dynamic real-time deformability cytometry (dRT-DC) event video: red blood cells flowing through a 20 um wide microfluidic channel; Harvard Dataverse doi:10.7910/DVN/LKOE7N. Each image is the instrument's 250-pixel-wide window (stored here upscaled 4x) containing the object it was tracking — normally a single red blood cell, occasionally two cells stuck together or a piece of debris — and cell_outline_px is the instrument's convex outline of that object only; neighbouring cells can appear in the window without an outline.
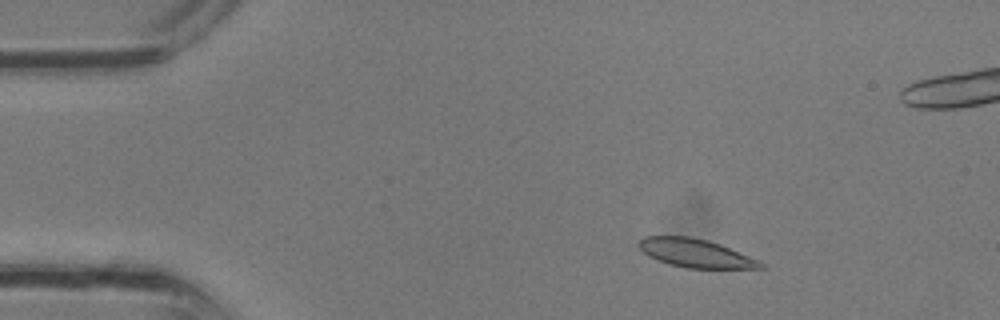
{"species": "common noctule bat (a hibernating species)", "species_latin": "Nyctalus noctula", "temperature_condition": "room temperature", "stored_images_in_passage": 34, "camera_frame_rate_fps": 3000, "um_per_image_px": 0.085, "animal": {"sex": "male", "body_mass_g": 13.3}, "frame": {"image": 1, "passage_image": 5, "time_ms": 1.333, "image_size_px": [1000, 320], "cell_outline_px": [[768, 268], [684, 268], [668, 264], [648, 256], [636, 244], [644, 236], [688, 236], [708, 240], [720, 244], [760, 260]], "centroid_in_image_um": [59.13, 21.52], "position_along_channel_um": 25.9, "area_um2": 20.29}}
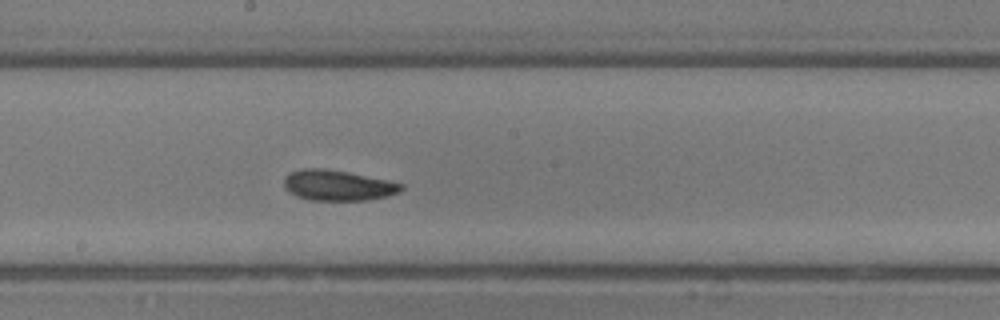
{"frame": {"image": 2, "passage_image": 18, "time_ms": 5.667, "image_size_px": [1000, 320], "cell_outline_px": [[404, 188], [400, 192], [388, 196], [368, 200], [308, 200], [296, 196], [288, 192], [284, 188], [284, 180], [288, 172], [300, 168], [324, 168], [348, 172], [388, 180], [404, 184]], "centroid_in_image_um": [28.7, 15.75], "position_along_channel_um": 219.5, "area_um2": 21.15}}
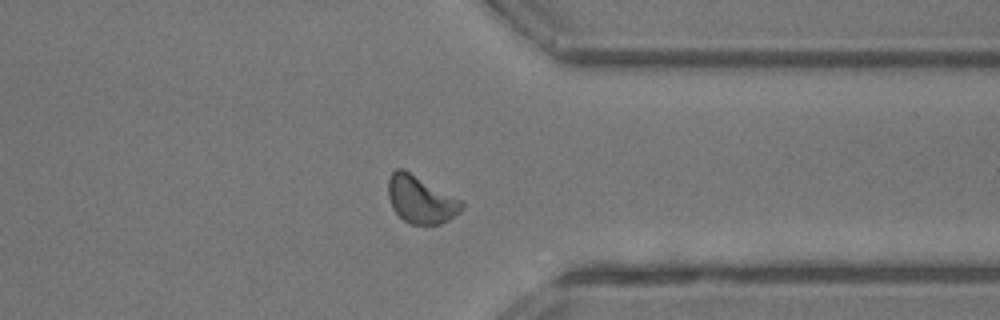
{"frame": {"image": 3, "passage_image": 26, "time_ms": 8.333, "image_size_px": [1000, 320], "cell_outline_px": [[464, 208], [460, 212], [448, 220], [440, 224], [412, 224], [404, 220], [392, 208], [388, 196], [388, 180], [392, 172], [396, 168], [404, 168], [464, 200]], "centroid_in_image_um": [35.8, 16.93], "position_along_channel_um": 375.6, "area_um2": 20.69}}